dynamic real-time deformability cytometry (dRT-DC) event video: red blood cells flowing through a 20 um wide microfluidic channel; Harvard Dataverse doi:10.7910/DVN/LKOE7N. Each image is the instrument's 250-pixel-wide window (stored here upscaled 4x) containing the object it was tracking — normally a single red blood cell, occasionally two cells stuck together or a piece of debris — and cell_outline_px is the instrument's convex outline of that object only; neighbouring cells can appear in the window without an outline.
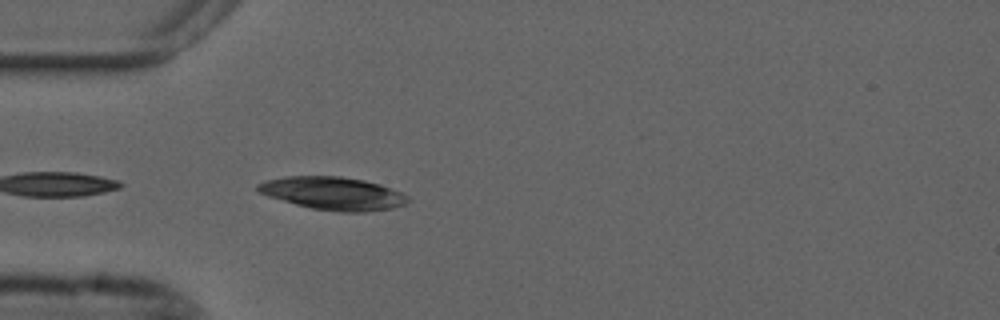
{"species": "common noctule bat (a hibernating species)", "species_latin": "Nyctalus noctula", "temperature_condition": "cold", "stored_images_in_passage": 9, "camera_frame_rate_fps": 3000, "um_per_image_px": 0.085, "animal": {"sex": "male", "forearm_length_mm": 52.5}, "frame": {"image": 1, "passage_image": 2, "time_ms": 0.333, "image_size_px": [1000, 320], "cell_outline_px": [[412, 200], [404, 204], [392, 208], [364, 212], [340, 212], [312, 208], [296, 204], [268, 196], [260, 192], [256, 188], [256, 184], [264, 180], [284, 176], [340, 176], [364, 180], [380, 184], [404, 192]], "centroid_in_image_um": [28.34, 16.43], "position_along_channel_um": 56.7, "area_um2": 28.96}}
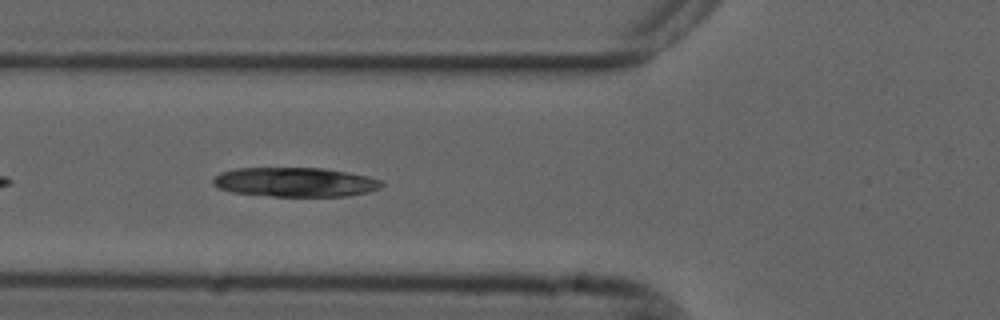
{"frame": {"image": 2, "passage_image": 6, "time_ms": 1.667, "image_size_px": [1000, 320], "cell_outline_px": [[384, 184], [380, 188], [368, 192], [348, 196], [272, 196], [232, 192], [216, 188], [212, 184], [212, 180], [220, 172], [236, 168], [324, 168], [348, 172], [368, 176], [384, 180]], "centroid_in_image_um": [25.1, 15.48], "position_along_channel_um": 100.7, "area_um2": 29.07}}
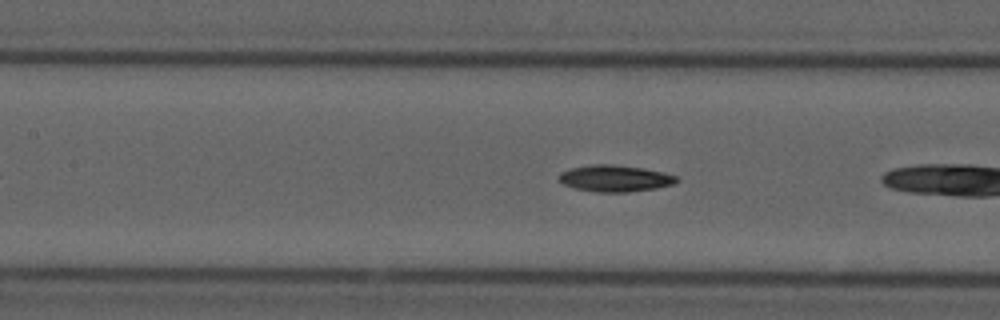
{"frame": {"image": 3, "passage_image": 8, "time_ms": 2.333, "image_size_px": [1000, 320], "cell_outline_px": [[680, 180], [676, 184], [656, 188], [628, 192], [596, 192], [576, 188], [564, 184], [560, 180], [560, 172], [572, 168], [592, 164], [612, 164], [644, 168], [664, 172], [676, 176]], "centroid_in_image_um": [52.34, 15.16], "position_along_channel_um": 155.1, "area_um2": 18.21}}